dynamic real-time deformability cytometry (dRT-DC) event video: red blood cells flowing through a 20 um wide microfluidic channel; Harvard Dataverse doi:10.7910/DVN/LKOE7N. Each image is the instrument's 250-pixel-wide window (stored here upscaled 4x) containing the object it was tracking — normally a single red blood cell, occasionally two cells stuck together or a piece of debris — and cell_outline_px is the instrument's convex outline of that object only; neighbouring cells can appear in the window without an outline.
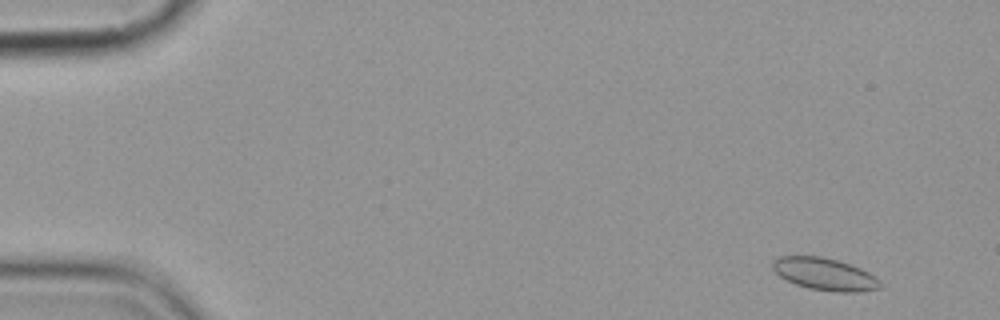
{"species": "common noctule bat (a hibernating species)", "species_latin": "Nyctalus noctula", "temperature_condition": "cold", "stored_images_in_passage": 6, "camera_frame_rate_fps": 3000, "um_per_image_px": 0.085, "animal": {"sex": "female", "body_mass_g": 19.9}, "frame": {"image": 1, "passage_image": 1, "time_ms": 0.0, "image_size_px": [1000, 320], "cell_outline_px": [[884, 284], [880, 288], [860, 292], [836, 292], [808, 288], [796, 284], [780, 276], [772, 268], [772, 260], [780, 256], [824, 256], [860, 268], [868, 272], [880, 280]], "centroid_in_image_um": [70.12, 23.3], "position_along_channel_um": 14.9, "area_um2": 20.23}}
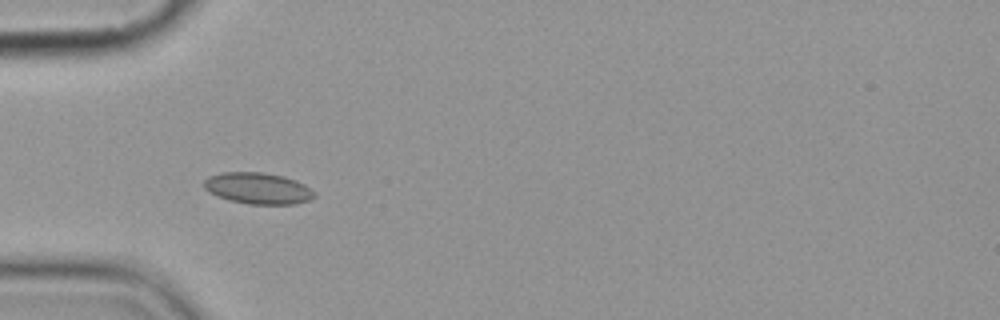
{"frame": {"image": 2, "passage_image": 5, "time_ms": 4.667, "image_size_px": [1000, 320], "cell_outline_px": [[316, 196], [308, 200], [296, 204], [248, 204], [228, 200], [208, 192], [204, 188], [204, 180], [208, 176], [220, 172], [264, 172], [284, 176], [296, 180], [304, 184]], "centroid_in_image_um": [21.88, 16.0], "position_along_channel_um": 63.1, "area_um2": 20.23}}
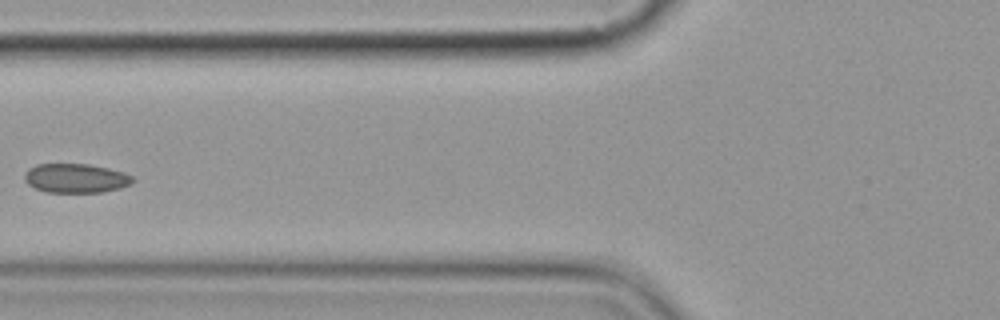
{"frame": {"image": 3, "passage_image": 6, "time_ms": 6.333, "image_size_px": [1000, 320], "cell_outline_px": [[136, 180], [132, 184], [120, 188], [104, 192], [44, 192], [28, 184], [24, 180], [24, 176], [28, 168], [36, 164], [88, 164], [108, 168], [124, 172], [132, 176]], "centroid_in_image_um": [6.46, 15.15], "position_along_channel_um": 119.3, "area_um2": 18.55}}